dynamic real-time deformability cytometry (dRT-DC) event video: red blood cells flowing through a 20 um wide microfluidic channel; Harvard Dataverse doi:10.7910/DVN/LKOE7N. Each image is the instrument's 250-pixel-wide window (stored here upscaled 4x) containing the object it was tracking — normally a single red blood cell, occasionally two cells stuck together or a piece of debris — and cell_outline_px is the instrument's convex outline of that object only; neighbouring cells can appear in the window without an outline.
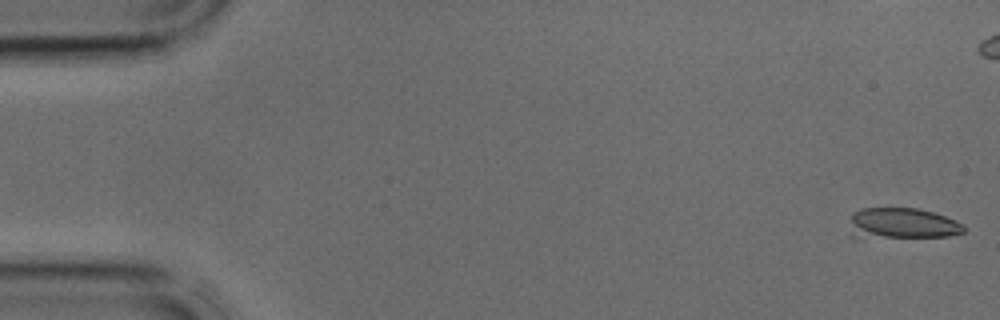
{"species": "common noctule bat (a hibernating species)", "species_latin": "Nyctalus noctula", "temperature_condition": "cold", "stored_images_in_passage": 9, "camera_frame_rate_fps": 3000, "um_per_image_px": 0.085, "animal": {"sex": "male", "body_mass_g": 17.9, "forearm_length_mm": 54.2}, "frame": {"image": 1, "passage_image": 1, "time_ms": 0.0, "image_size_px": [1000, 320], "cell_outline_px": [[964, 232], [948, 236], [860, 240], [852, 240], [848, 236], [852, 212], [864, 208], [916, 208], [932, 212], [956, 220], [964, 224]], "centroid_in_image_um": [76.55, 19.06], "position_along_channel_um": 8.4, "area_um2": 21.73}}